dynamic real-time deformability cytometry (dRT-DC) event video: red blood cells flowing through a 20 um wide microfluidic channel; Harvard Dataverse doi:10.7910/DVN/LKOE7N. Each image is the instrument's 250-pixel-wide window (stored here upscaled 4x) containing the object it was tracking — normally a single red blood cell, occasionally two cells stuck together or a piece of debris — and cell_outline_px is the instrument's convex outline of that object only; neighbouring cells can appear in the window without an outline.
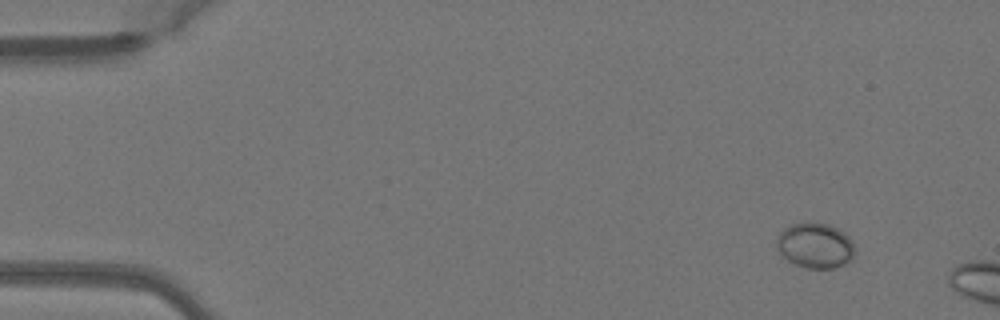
{"species": "Egyptian fruit bat (a non-hibernating species)", "species_latin": "Rousettus aegyptiacus", "temperature_condition": "warm", "stored_images_in_passage": 5, "camera_frame_rate_fps": 3000, "um_per_image_px": 0.085, "animal": {"sex": "female"}, "frame": {"image": 1, "passage_image": 1, "time_ms": 0.0, "image_size_px": [1000, 320], "cell_outline_px": [[856, 252], [852, 260], [844, 264], [832, 268], [808, 268], [796, 264], [788, 260], [776, 248], [776, 240], [780, 232], [784, 228], [792, 224], [828, 224], [844, 232], [848, 236]], "centroid_in_image_um": [69.3, 20.89], "position_along_channel_um": 15.7, "area_um2": 20.29}}